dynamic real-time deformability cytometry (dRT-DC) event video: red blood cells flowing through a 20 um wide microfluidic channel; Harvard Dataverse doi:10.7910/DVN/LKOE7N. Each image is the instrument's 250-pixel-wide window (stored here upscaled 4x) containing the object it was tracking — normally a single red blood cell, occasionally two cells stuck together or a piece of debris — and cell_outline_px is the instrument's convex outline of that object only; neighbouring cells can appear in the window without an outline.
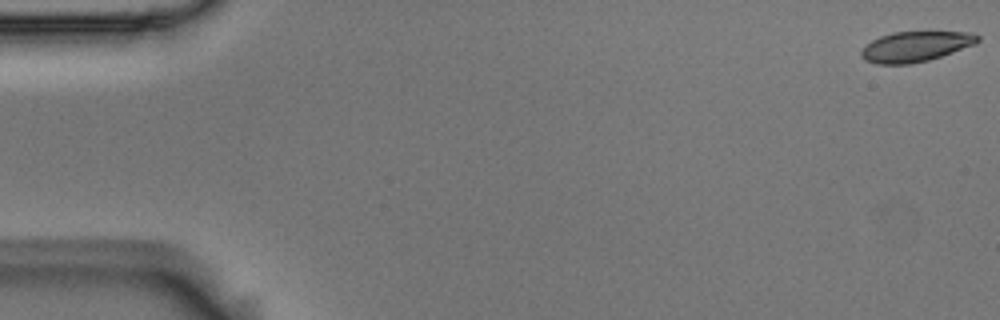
{"species": "Egyptian fruit bat (a non-hibernating species)", "species_latin": "Rousettus aegyptiacus", "temperature_condition": "room temperature", "stored_images_in_passage": 14, "camera_frame_rate_fps": 3000, "um_per_image_px": 0.085, "animal": {"sex": "male"}, "frame": {"image": 1, "passage_image": 1, "time_ms": 0.0, "image_size_px": [1000, 320], "cell_outline_px": [[980, 40], [976, 44], [928, 60], [912, 64], [876, 64], [864, 60], [860, 56], [860, 52], [872, 40], [880, 36], [892, 32], [972, 32], [980, 36]], "centroid_in_image_um": [77.82, 3.96], "position_along_channel_um": 7.2, "area_um2": 20.52}}
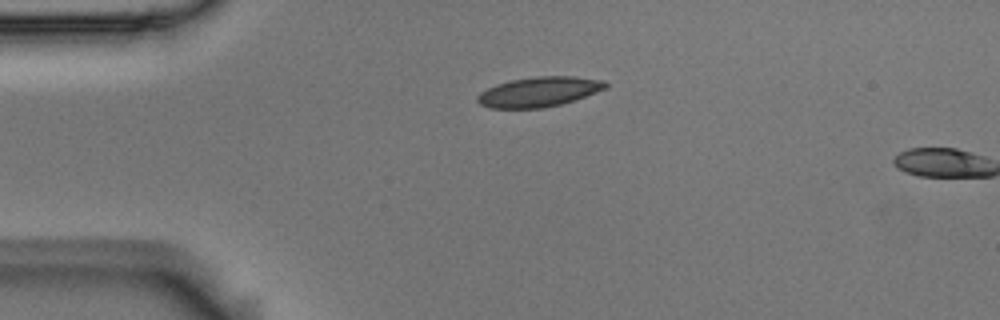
{"frame": {"image": 2, "passage_image": 13, "time_ms": 4.0, "image_size_px": [1000, 320], "cell_outline_px": [[608, 88], [560, 104], [540, 108], [492, 108], [480, 104], [476, 100], [476, 96], [480, 92], [496, 84], [512, 80], [536, 76], [572, 76], [604, 80], [608, 84]], "centroid_in_image_um": [45.8, 7.79], "position_along_channel_um": 39.2, "area_um2": 22.14}}